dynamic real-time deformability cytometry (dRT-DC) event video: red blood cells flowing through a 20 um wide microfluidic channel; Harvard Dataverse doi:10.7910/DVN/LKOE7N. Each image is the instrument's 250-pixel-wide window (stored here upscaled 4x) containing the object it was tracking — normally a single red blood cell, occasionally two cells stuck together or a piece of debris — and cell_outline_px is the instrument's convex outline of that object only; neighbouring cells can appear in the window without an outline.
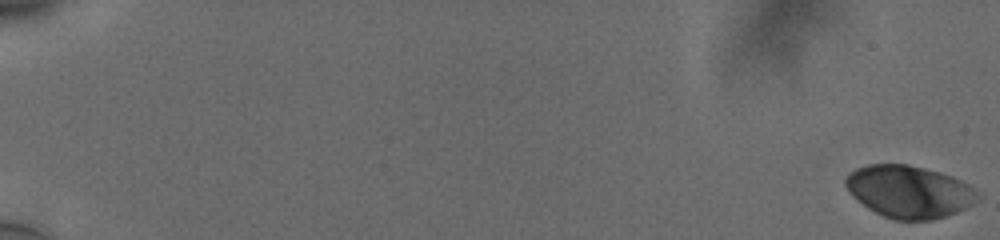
{"species": "human", "species_latin": "Homo sapiens", "temperature_condition": "cold", "stored_images_in_passage": 58, "camera_frame_rate_fps": 3000, "um_per_image_px": 0.085, "donor": {"sex": "male"}, "frame": {"image": 1, "passage_image": 1, "time_ms": 0.0, "image_size_px": [1000, 240], "cell_outline_px": [[980, 196], [972, 204], [956, 212], [932, 220], [892, 220], [868, 208], [856, 200], [852, 196], [844, 184], [844, 180], [856, 168], [868, 164], [908, 164], [940, 172], [952, 176], [968, 184]], "centroid_in_image_um": [77.24, 16.28], "position_along_channel_um": 7.8, "area_um2": 40.06}}
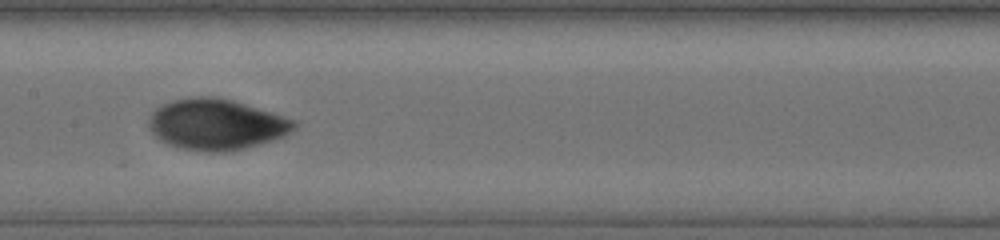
{"frame": {"image": 2, "passage_image": 33, "time_ms": 10.667, "image_size_px": [1000, 240], "cell_outline_px": [[296, 124], [284, 136], [276, 140], [232, 152], [204, 152], [180, 148], [168, 144], [160, 140], [148, 128], [148, 116], [160, 104], [172, 100], [192, 96], [216, 96], [232, 100], [292, 120]], "centroid_in_image_um": [18.3, 10.59], "position_along_channel_um": 189.1, "area_um2": 43.18}}
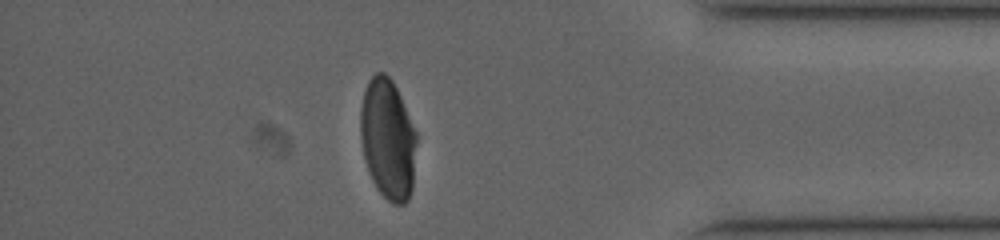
{"frame": {"image": 3, "passage_image": 52, "time_ms": 17.0, "image_size_px": [1000, 240], "cell_outline_px": [[416, 140], [412, 188], [408, 200], [404, 204], [392, 204], [376, 188], [372, 180], [364, 160], [360, 136], [360, 112], [364, 92], [368, 80], [376, 72], [384, 72], [392, 80], [400, 96], [416, 132]], "centroid_in_image_um": [32.94, 11.83], "position_along_channel_um": 402.3, "area_um2": 39.3}, "authors_computed_cell_mechanics": {"area_um2": 41.0958, "velocity_mm_per_s": 3.7505, "shape_relaxation_time_tau1_ms": 3.9556, "shape_relaxation_time_tau2_ms": 1.1084, "deformation_change_tau1": 0.1358, "deformation_change_tau2": 0.0346}}